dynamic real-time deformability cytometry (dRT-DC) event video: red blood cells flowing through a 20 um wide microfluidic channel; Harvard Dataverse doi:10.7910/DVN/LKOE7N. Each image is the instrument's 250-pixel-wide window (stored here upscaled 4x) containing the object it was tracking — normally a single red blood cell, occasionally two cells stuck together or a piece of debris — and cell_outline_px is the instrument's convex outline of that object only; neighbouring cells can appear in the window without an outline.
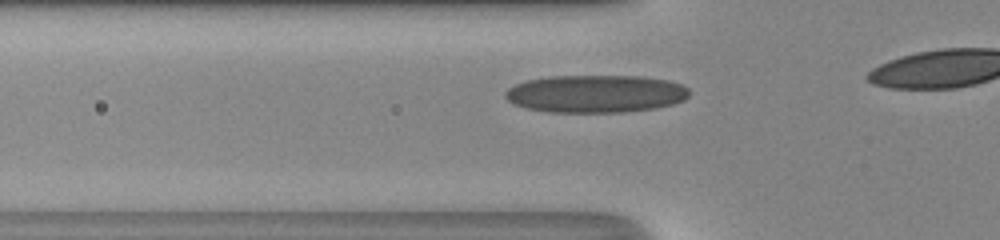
{"species": "human", "species_latin": "Homo sapiens", "temperature_condition": "room temperature", "stored_images_in_passage": 13, "camera_frame_rate_fps": 3000, "um_per_image_px": 0.085, "donor": {"sex": "male"}, "frame": {"image": 1, "passage_image": 8, "time_ms": 2.333, "image_size_px": [1000, 240], "cell_outline_px": [[688, 96], [684, 100], [672, 104], [656, 108], [624, 112], [548, 112], [528, 108], [512, 104], [504, 96], [504, 92], [508, 88], [516, 84], [528, 80], [548, 76], [640, 76], [668, 80], [680, 84], [688, 88]], "centroid_in_image_um": [50.61, 7.97], "position_along_channel_um": 75.2, "area_um2": 40.46}}